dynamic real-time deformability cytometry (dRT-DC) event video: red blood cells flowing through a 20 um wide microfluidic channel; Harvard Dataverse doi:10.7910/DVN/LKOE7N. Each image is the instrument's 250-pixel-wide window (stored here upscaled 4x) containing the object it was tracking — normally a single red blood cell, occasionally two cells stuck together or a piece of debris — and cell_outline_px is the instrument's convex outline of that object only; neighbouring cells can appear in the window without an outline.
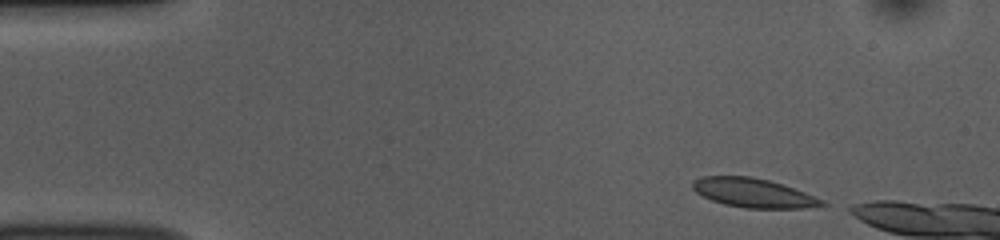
{"species": "common noctule bat (a hibernating species)", "species_latin": "Nyctalus noctula", "temperature_condition": "room temperature", "stored_images_in_passage": 6, "camera_frame_rate_fps": 3000, "um_per_image_px": 0.085, "animal": {"sex": "female", "body_mass_g": 10.0, "forearm_length_mm": 53.1}, "frame": {"image": 1, "passage_image": 2, "time_ms": 0.333, "image_size_px": [1000, 240], "cell_outline_px": [[828, 204], [804, 208], [744, 208], [724, 204], [712, 200], [696, 192], [692, 188], [692, 184], [696, 180], [704, 176], [752, 176], [768, 180], [804, 192], [824, 200]], "centroid_in_image_um": [64.04, 16.4], "position_along_channel_um": 21.0, "area_um2": 21.62}}